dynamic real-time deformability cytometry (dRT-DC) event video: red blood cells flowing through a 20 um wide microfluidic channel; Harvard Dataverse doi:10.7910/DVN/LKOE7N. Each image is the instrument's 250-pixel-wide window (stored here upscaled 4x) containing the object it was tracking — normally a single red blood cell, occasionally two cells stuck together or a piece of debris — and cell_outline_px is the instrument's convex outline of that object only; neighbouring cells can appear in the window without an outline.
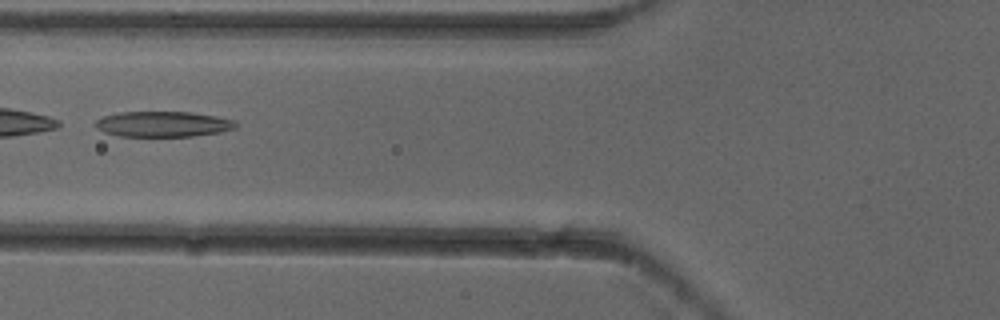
{"species": "common noctule bat (a hibernating species)", "species_latin": "Nyctalus noctula", "temperature_condition": "cold", "stored_images_in_passage": 7, "camera_frame_rate_fps": 3000, "um_per_image_px": 0.085, "animal": {"sex": "female"}, "frame": {"image": 1, "passage_image": 6, "time_ms": 1.667, "image_size_px": [1000, 320], "cell_outline_px": [[240, 124], [236, 128], [220, 132], [192, 136], [120, 136], [104, 132], [96, 128], [96, 120], [104, 116], [120, 112], [192, 112], [216, 116], [236, 120]], "centroid_in_image_um": [13.91, 10.54], "position_along_channel_um": 111.9, "area_um2": 20.92}}
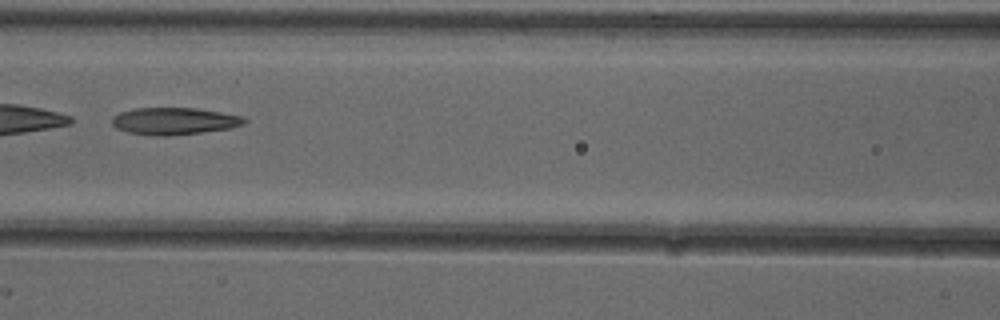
{"frame": {"image": 2, "passage_image": 7, "time_ms": 2.0, "image_size_px": [1000, 320], "cell_outline_px": [[248, 120], [244, 124], [228, 128], [200, 132], [168, 136], [152, 136], [128, 132], [116, 128], [112, 124], [112, 116], [120, 112], [136, 108], [196, 108], [244, 116]], "centroid_in_image_um": [14.79, 10.29], "position_along_channel_um": 151.8, "area_um2": 20.87}}